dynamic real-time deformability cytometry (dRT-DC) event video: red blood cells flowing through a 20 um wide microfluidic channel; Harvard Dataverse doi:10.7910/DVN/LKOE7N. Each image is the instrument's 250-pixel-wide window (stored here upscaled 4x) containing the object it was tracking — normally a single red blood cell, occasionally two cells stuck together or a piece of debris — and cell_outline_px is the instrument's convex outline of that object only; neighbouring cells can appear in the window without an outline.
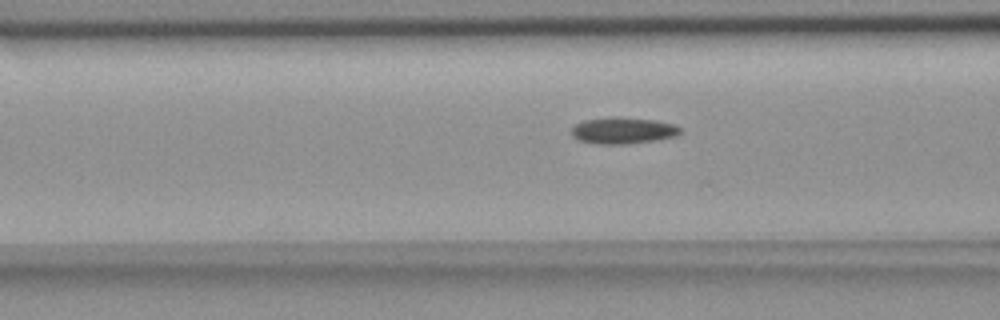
{"species": "common noctule bat (a hibernating species)", "species_latin": "Nyctalus noctula", "temperature_condition": "room temperature", "stored_images_in_passage": 24, "camera_frame_rate_fps": 3000, "um_per_image_px": 0.085, "animal": {"sex": "female", "body_mass_g": 18.4}, "frame": {"image": 1, "passage_image": 19, "time_ms": 6.0, "image_size_px": [1000, 320], "cell_outline_px": [[684, 132], [676, 136], [656, 140], [624, 144], [600, 144], [580, 140], [572, 136], [572, 128], [576, 124], [584, 120], [612, 116], [620, 116], [656, 120], [676, 124], [684, 128]], "centroid_in_image_um": [53.04, 11.07], "position_along_channel_um": 113.6, "area_um2": 17.11}}
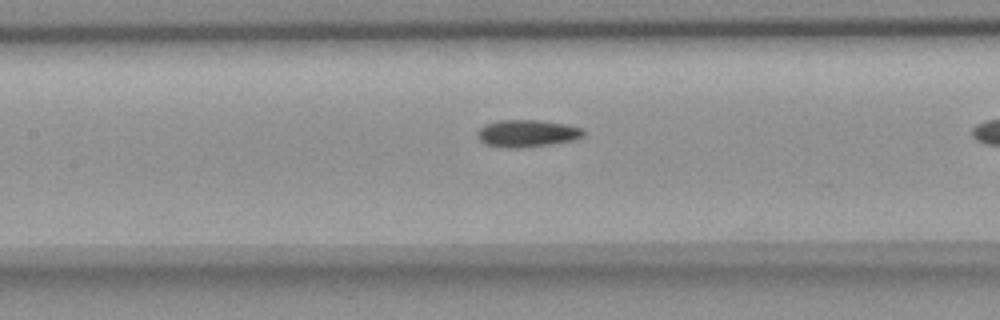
{"frame": {"image": 2, "passage_image": 23, "time_ms": 7.333, "image_size_px": [1000, 320], "cell_outline_px": [[584, 136], [572, 140], [552, 144], [516, 148], [488, 144], [480, 140], [480, 128], [484, 124], [500, 120], [536, 120], [564, 124], [584, 128]], "centroid_in_image_um": [44.86, 11.32], "position_along_channel_um": 162.5, "area_um2": 16.36}}